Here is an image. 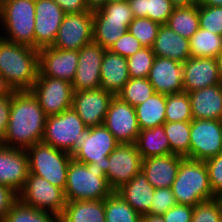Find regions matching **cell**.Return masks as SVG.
Wrapping results in <instances>:
<instances>
[{"mask_svg": "<svg viewBox=\"0 0 222 222\" xmlns=\"http://www.w3.org/2000/svg\"><path fill=\"white\" fill-rule=\"evenodd\" d=\"M46 117L31 91H14L6 135L0 144L27 149L42 142Z\"/></svg>", "mask_w": 222, "mask_h": 222, "instance_id": "cell-1", "label": "cell"}, {"mask_svg": "<svg viewBox=\"0 0 222 222\" xmlns=\"http://www.w3.org/2000/svg\"><path fill=\"white\" fill-rule=\"evenodd\" d=\"M39 73V50L0 36V74L14 91H30Z\"/></svg>", "mask_w": 222, "mask_h": 222, "instance_id": "cell-2", "label": "cell"}, {"mask_svg": "<svg viewBox=\"0 0 222 222\" xmlns=\"http://www.w3.org/2000/svg\"><path fill=\"white\" fill-rule=\"evenodd\" d=\"M171 190L177 204L192 207L216 198L210 186L205 162L186 157L180 163Z\"/></svg>", "mask_w": 222, "mask_h": 222, "instance_id": "cell-3", "label": "cell"}, {"mask_svg": "<svg viewBox=\"0 0 222 222\" xmlns=\"http://www.w3.org/2000/svg\"><path fill=\"white\" fill-rule=\"evenodd\" d=\"M113 192L105 172L95 168L94 163L70 161L64 190L66 201L105 200Z\"/></svg>", "mask_w": 222, "mask_h": 222, "instance_id": "cell-4", "label": "cell"}, {"mask_svg": "<svg viewBox=\"0 0 222 222\" xmlns=\"http://www.w3.org/2000/svg\"><path fill=\"white\" fill-rule=\"evenodd\" d=\"M35 0H0V36L34 48Z\"/></svg>", "mask_w": 222, "mask_h": 222, "instance_id": "cell-5", "label": "cell"}, {"mask_svg": "<svg viewBox=\"0 0 222 222\" xmlns=\"http://www.w3.org/2000/svg\"><path fill=\"white\" fill-rule=\"evenodd\" d=\"M29 159V173L40 176L52 185L65 190L67 171L72 156L44 142H38L26 149Z\"/></svg>", "mask_w": 222, "mask_h": 222, "instance_id": "cell-6", "label": "cell"}, {"mask_svg": "<svg viewBox=\"0 0 222 222\" xmlns=\"http://www.w3.org/2000/svg\"><path fill=\"white\" fill-rule=\"evenodd\" d=\"M119 143L114 135L104 126L88 128L76 139L72 158L82 164L94 163V167L106 173L107 157Z\"/></svg>", "mask_w": 222, "mask_h": 222, "instance_id": "cell-7", "label": "cell"}, {"mask_svg": "<svg viewBox=\"0 0 222 222\" xmlns=\"http://www.w3.org/2000/svg\"><path fill=\"white\" fill-rule=\"evenodd\" d=\"M18 199L27 206L50 212L60 217L65 206L64 190L46 179L29 173Z\"/></svg>", "mask_w": 222, "mask_h": 222, "instance_id": "cell-8", "label": "cell"}, {"mask_svg": "<svg viewBox=\"0 0 222 222\" xmlns=\"http://www.w3.org/2000/svg\"><path fill=\"white\" fill-rule=\"evenodd\" d=\"M87 129L88 127L71 107L60 114L46 117L42 142L70 153L76 139Z\"/></svg>", "mask_w": 222, "mask_h": 222, "instance_id": "cell-9", "label": "cell"}, {"mask_svg": "<svg viewBox=\"0 0 222 222\" xmlns=\"http://www.w3.org/2000/svg\"><path fill=\"white\" fill-rule=\"evenodd\" d=\"M30 91L38 100L46 116L60 114L72 107L74 90L70 81L37 76Z\"/></svg>", "mask_w": 222, "mask_h": 222, "instance_id": "cell-10", "label": "cell"}, {"mask_svg": "<svg viewBox=\"0 0 222 222\" xmlns=\"http://www.w3.org/2000/svg\"><path fill=\"white\" fill-rule=\"evenodd\" d=\"M222 152V120L193 119L190 128V159L205 161Z\"/></svg>", "mask_w": 222, "mask_h": 222, "instance_id": "cell-11", "label": "cell"}, {"mask_svg": "<svg viewBox=\"0 0 222 222\" xmlns=\"http://www.w3.org/2000/svg\"><path fill=\"white\" fill-rule=\"evenodd\" d=\"M93 42V11L66 13L53 47L61 50H80Z\"/></svg>", "mask_w": 222, "mask_h": 222, "instance_id": "cell-12", "label": "cell"}, {"mask_svg": "<svg viewBox=\"0 0 222 222\" xmlns=\"http://www.w3.org/2000/svg\"><path fill=\"white\" fill-rule=\"evenodd\" d=\"M142 158L135 143H121L107 157L106 178L110 187L116 191L133 179L141 170Z\"/></svg>", "mask_w": 222, "mask_h": 222, "instance_id": "cell-13", "label": "cell"}, {"mask_svg": "<svg viewBox=\"0 0 222 222\" xmlns=\"http://www.w3.org/2000/svg\"><path fill=\"white\" fill-rule=\"evenodd\" d=\"M121 143H135L140 132L135 107L114 96L103 124Z\"/></svg>", "mask_w": 222, "mask_h": 222, "instance_id": "cell-14", "label": "cell"}, {"mask_svg": "<svg viewBox=\"0 0 222 222\" xmlns=\"http://www.w3.org/2000/svg\"><path fill=\"white\" fill-rule=\"evenodd\" d=\"M65 14L53 0H35L34 48L53 45Z\"/></svg>", "mask_w": 222, "mask_h": 222, "instance_id": "cell-15", "label": "cell"}, {"mask_svg": "<svg viewBox=\"0 0 222 222\" xmlns=\"http://www.w3.org/2000/svg\"><path fill=\"white\" fill-rule=\"evenodd\" d=\"M113 97L101 88L74 91L72 108L88 128L103 125Z\"/></svg>", "mask_w": 222, "mask_h": 222, "instance_id": "cell-16", "label": "cell"}, {"mask_svg": "<svg viewBox=\"0 0 222 222\" xmlns=\"http://www.w3.org/2000/svg\"><path fill=\"white\" fill-rule=\"evenodd\" d=\"M78 59L79 50H61L53 46L41 48L39 49L38 76L53 77L72 83Z\"/></svg>", "mask_w": 222, "mask_h": 222, "instance_id": "cell-17", "label": "cell"}, {"mask_svg": "<svg viewBox=\"0 0 222 222\" xmlns=\"http://www.w3.org/2000/svg\"><path fill=\"white\" fill-rule=\"evenodd\" d=\"M105 49L91 42L79 50L78 66L72 86L74 91L100 88V71Z\"/></svg>", "mask_w": 222, "mask_h": 222, "instance_id": "cell-18", "label": "cell"}, {"mask_svg": "<svg viewBox=\"0 0 222 222\" xmlns=\"http://www.w3.org/2000/svg\"><path fill=\"white\" fill-rule=\"evenodd\" d=\"M28 175L29 159L26 149L0 144V185L10 187L19 194Z\"/></svg>", "mask_w": 222, "mask_h": 222, "instance_id": "cell-19", "label": "cell"}, {"mask_svg": "<svg viewBox=\"0 0 222 222\" xmlns=\"http://www.w3.org/2000/svg\"><path fill=\"white\" fill-rule=\"evenodd\" d=\"M148 80L157 93L169 95L183 92V63L156 56Z\"/></svg>", "mask_w": 222, "mask_h": 222, "instance_id": "cell-20", "label": "cell"}, {"mask_svg": "<svg viewBox=\"0 0 222 222\" xmlns=\"http://www.w3.org/2000/svg\"><path fill=\"white\" fill-rule=\"evenodd\" d=\"M221 84L216 58L193 57L183 62V89L192 92Z\"/></svg>", "mask_w": 222, "mask_h": 222, "instance_id": "cell-21", "label": "cell"}, {"mask_svg": "<svg viewBox=\"0 0 222 222\" xmlns=\"http://www.w3.org/2000/svg\"><path fill=\"white\" fill-rule=\"evenodd\" d=\"M184 158L176 154L145 158L142 159L141 170L155 189L171 188Z\"/></svg>", "mask_w": 222, "mask_h": 222, "instance_id": "cell-22", "label": "cell"}, {"mask_svg": "<svg viewBox=\"0 0 222 222\" xmlns=\"http://www.w3.org/2000/svg\"><path fill=\"white\" fill-rule=\"evenodd\" d=\"M129 79L127 59L105 49L100 71V88L117 96Z\"/></svg>", "mask_w": 222, "mask_h": 222, "instance_id": "cell-23", "label": "cell"}, {"mask_svg": "<svg viewBox=\"0 0 222 222\" xmlns=\"http://www.w3.org/2000/svg\"><path fill=\"white\" fill-rule=\"evenodd\" d=\"M193 119L222 120V83L188 92Z\"/></svg>", "mask_w": 222, "mask_h": 222, "instance_id": "cell-24", "label": "cell"}, {"mask_svg": "<svg viewBox=\"0 0 222 222\" xmlns=\"http://www.w3.org/2000/svg\"><path fill=\"white\" fill-rule=\"evenodd\" d=\"M116 192L141 216L150 214L155 188L148 182L142 170Z\"/></svg>", "mask_w": 222, "mask_h": 222, "instance_id": "cell-25", "label": "cell"}, {"mask_svg": "<svg viewBox=\"0 0 222 222\" xmlns=\"http://www.w3.org/2000/svg\"><path fill=\"white\" fill-rule=\"evenodd\" d=\"M152 49L157 57L170 58L182 63L191 57L189 39L176 34L165 24L160 26Z\"/></svg>", "mask_w": 222, "mask_h": 222, "instance_id": "cell-26", "label": "cell"}, {"mask_svg": "<svg viewBox=\"0 0 222 222\" xmlns=\"http://www.w3.org/2000/svg\"><path fill=\"white\" fill-rule=\"evenodd\" d=\"M59 222H106L105 200L67 201Z\"/></svg>", "mask_w": 222, "mask_h": 222, "instance_id": "cell-27", "label": "cell"}, {"mask_svg": "<svg viewBox=\"0 0 222 222\" xmlns=\"http://www.w3.org/2000/svg\"><path fill=\"white\" fill-rule=\"evenodd\" d=\"M135 145L142 159L170 154V145L164 131V124L140 130Z\"/></svg>", "mask_w": 222, "mask_h": 222, "instance_id": "cell-28", "label": "cell"}, {"mask_svg": "<svg viewBox=\"0 0 222 222\" xmlns=\"http://www.w3.org/2000/svg\"><path fill=\"white\" fill-rule=\"evenodd\" d=\"M140 130L154 128L166 122V95L155 93L135 107Z\"/></svg>", "mask_w": 222, "mask_h": 222, "instance_id": "cell-29", "label": "cell"}, {"mask_svg": "<svg viewBox=\"0 0 222 222\" xmlns=\"http://www.w3.org/2000/svg\"><path fill=\"white\" fill-rule=\"evenodd\" d=\"M165 25L176 34L190 39L200 28L198 4L189 7H174Z\"/></svg>", "mask_w": 222, "mask_h": 222, "instance_id": "cell-30", "label": "cell"}, {"mask_svg": "<svg viewBox=\"0 0 222 222\" xmlns=\"http://www.w3.org/2000/svg\"><path fill=\"white\" fill-rule=\"evenodd\" d=\"M134 18L147 17L159 24H166L174 6L169 0H127Z\"/></svg>", "mask_w": 222, "mask_h": 222, "instance_id": "cell-31", "label": "cell"}, {"mask_svg": "<svg viewBox=\"0 0 222 222\" xmlns=\"http://www.w3.org/2000/svg\"><path fill=\"white\" fill-rule=\"evenodd\" d=\"M190 128L191 121L164 123V131L170 145V154L190 159Z\"/></svg>", "mask_w": 222, "mask_h": 222, "instance_id": "cell-32", "label": "cell"}, {"mask_svg": "<svg viewBox=\"0 0 222 222\" xmlns=\"http://www.w3.org/2000/svg\"><path fill=\"white\" fill-rule=\"evenodd\" d=\"M190 52L193 57L216 58L222 53V36L199 28L191 38Z\"/></svg>", "mask_w": 222, "mask_h": 222, "instance_id": "cell-33", "label": "cell"}, {"mask_svg": "<svg viewBox=\"0 0 222 222\" xmlns=\"http://www.w3.org/2000/svg\"><path fill=\"white\" fill-rule=\"evenodd\" d=\"M127 21L93 20V42L110 49L128 31Z\"/></svg>", "mask_w": 222, "mask_h": 222, "instance_id": "cell-34", "label": "cell"}, {"mask_svg": "<svg viewBox=\"0 0 222 222\" xmlns=\"http://www.w3.org/2000/svg\"><path fill=\"white\" fill-rule=\"evenodd\" d=\"M106 222H142L138 214L116 191L105 199Z\"/></svg>", "mask_w": 222, "mask_h": 222, "instance_id": "cell-35", "label": "cell"}, {"mask_svg": "<svg viewBox=\"0 0 222 222\" xmlns=\"http://www.w3.org/2000/svg\"><path fill=\"white\" fill-rule=\"evenodd\" d=\"M3 222H59V217L50 212L27 206L18 199L3 219Z\"/></svg>", "mask_w": 222, "mask_h": 222, "instance_id": "cell-36", "label": "cell"}, {"mask_svg": "<svg viewBox=\"0 0 222 222\" xmlns=\"http://www.w3.org/2000/svg\"><path fill=\"white\" fill-rule=\"evenodd\" d=\"M155 93V89L148 78H130L117 96L136 107Z\"/></svg>", "mask_w": 222, "mask_h": 222, "instance_id": "cell-37", "label": "cell"}, {"mask_svg": "<svg viewBox=\"0 0 222 222\" xmlns=\"http://www.w3.org/2000/svg\"><path fill=\"white\" fill-rule=\"evenodd\" d=\"M166 122L192 121L191 102L187 92L166 95Z\"/></svg>", "mask_w": 222, "mask_h": 222, "instance_id": "cell-38", "label": "cell"}, {"mask_svg": "<svg viewBox=\"0 0 222 222\" xmlns=\"http://www.w3.org/2000/svg\"><path fill=\"white\" fill-rule=\"evenodd\" d=\"M160 26L161 24L147 17L134 18L128 26V32L141 43L143 48H152Z\"/></svg>", "mask_w": 222, "mask_h": 222, "instance_id": "cell-39", "label": "cell"}, {"mask_svg": "<svg viewBox=\"0 0 222 222\" xmlns=\"http://www.w3.org/2000/svg\"><path fill=\"white\" fill-rule=\"evenodd\" d=\"M155 58L152 48H141L134 55L127 57L130 78H148Z\"/></svg>", "mask_w": 222, "mask_h": 222, "instance_id": "cell-40", "label": "cell"}, {"mask_svg": "<svg viewBox=\"0 0 222 222\" xmlns=\"http://www.w3.org/2000/svg\"><path fill=\"white\" fill-rule=\"evenodd\" d=\"M133 19L134 16L127 1L106 3L100 9L93 11V20L127 21L130 24Z\"/></svg>", "mask_w": 222, "mask_h": 222, "instance_id": "cell-41", "label": "cell"}, {"mask_svg": "<svg viewBox=\"0 0 222 222\" xmlns=\"http://www.w3.org/2000/svg\"><path fill=\"white\" fill-rule=\"evenodd\" d=\"M222 221V199L216 197L204 201L194 207L191 222H221Z\"/></svg>", "mask_w": 222, "mask_h": 222, "instance_id": "cell-42", "label": "cell"}, {"mask_svg": "<svg viewBox=\"0 0 222 222\" xmlns=\"http://www.w3.org/2000/svg\"><path fill=\"white\" fill-rule=\"evenodd\" d=\"M200 28L222 36V6H198Z\"/></svg>", "mask_w": 222, "mask_h": 222, "instance_id": "cell-43", "label": "cell"}, {"mask_svg": "<svg viewBox=\"0 0 222 222\" xmlns=\"http://www.w3.org/2000/svg\"><path fill=\"white\" fill-rule=\"evenodd\" d=\"M176 204L171 188H157L151 201L150 214L162 215Z\"/></svg>", "mask_w": 222, "mask_h": 222, "instance_id": "cell-44", "label": "cell"}, {"mask_svg": "<svg viewBox=\"0 0 222 222\" xmlns=\"http://www.w3.org/2000/svg\"><path fill=\"white\" fill-rule=\"evenodd\" d=\"M209 175L210 186L216 197L222 195V152L204 161Z\"/></svg>", "mask_w": 222, "mask_h": 222, "instance_id": "cell-45", "label": "cell"}, {"mask_svg": "<svg viewBox=\"0 0 222 222\" xmlns=\"http://www.w3.org/2000/svg\"><path fill=\"white\" fill-rule=\"evenodd\" d=\"M141 48H143L141 43L127 31L109 50L127 58L134 55Z\"/></svg>", "mask_w": 222, "mask_h": 222, "instance_id": "cell-46", "label": "cell"}, {"mask_svg": "<svg viewBox=\"0 0 222 222\" xmlns=\"http://www.w3.org/2000/svg\"><path fill=\"white\" fill-rule=\"evenodd\" d=\"M194 207L184 204H176L166 213L162 214L165 222H191Z\"/></svg>", "mask_w": 222, "mask_h": 222, "instance_id": "cell-47", "label": "cell"}, {"mask_svg": "<svg viewBox=\"0 0 222 222\" xmlns=\"http://www.w3.org/2000/svg\"><path fill=\"white\" fill-rule=\"evenodd\" d=\"M17 200L18 194L13 189L0 185V222H3V219Z\"/></svg>", "mask_w": 222, "mask_h": 222, "instance_id": "cell-48", "label": "cell"}, {"mask_svg": "<svg viewBox=\"0 0 222 222\" xmlns=\"http://www.w3.org/2000/svg\"><path fill=\"white\" fill-rule=\"evenodd\" d=\"M11 96L0 97V142L6 135L10 118Z\"/></svg>", "mask_w": 222, "mask_h": 222, "instance_id": "cell-49", "label": "cell"}, {"mask_svg": "<svg viewBox=\"0 0 222 222\" xmlns=\"http://www.w3.org/2000/svg\"><path fill=\"white\" fill-rule=\"evenodd\" d=\"M65 13H80L91 11L88 9L85 0H53Z\"/></svg>", "mask_w": 222, "mask_h": 222, "instance_id": "cell-50", "label": "cell"}, {"mask_svg": "<svg viewBox=\"0 0 222 222\" xmlns=\"http://www.w3.org/2000/svg\"><path fill=\"white\" fill-rule=\"evenodd\" d=\"M14 90L9 86L2 74H0V97L11 96Z\"/></svg>", "mask_w": 222, "mask_h": 222, "instance_id": "cell-51", "label": "cell"}, {"mask_svg": "<svg viewBox=\"0 0 222 222\" xmlns=\"http://www.w3.org/2000/svg\"><path fill=\"white\" fill-rule=\"evenodd\" d=\"M174 7H189L197 5L199 0H169Z\"/></svg>", "mask_w": 222, "mask_h": 222, "instance_id": "cell-52", "label": "cell"}, {"mask_svg": "<svg viewBox=\"0 0 222 222\" xmlns=\"http://www.w3.org/2000/svg\"><path fill=\"white\" fill-rule=\"evenodd\" d=\"M85 3L89 10L95 11L103 7L106 4V0H85Z\"/></svg>", "mask_w": 222, "mask_h": 222, "instance_id": "cell-53", "label": "cell"}, {"mask_svg": "<svg viewBox=\"0 0 222 222\" xmlns=\"http://www.w3.org/2000/svg\"><path fill=\"white\" fill-rule=\"evenodd\" d=\"M142 222H165L162 215L145 214L142 216Z\"/></svg>", "mask_w": 222, "mask_h": 222, "instance_id": "cell-54", "label": "cell"}, {"mask_svg": "<svg viewBox=\"0 0 222 222\" xmlns=\"http://www.w3.org/2000/svg\"><path fill=\"white\" fill-rule=\"evenodd\" d=\"M198 6H222V0H199Z\"/></svg>", "mask_w": 222, "mask_h": 222, "instance_id": "cell-55", "label": "cell"}, {"mask_svg": "<svg viewBox=\"0 0 222 222\" xmlns=\"http://www.w3.org/2000/svg\"><path fill=\"white\" fill-rule=\"evenodd\" d=\"M216 61H217V68H218L220 81L222 83V53L218 57H216Z\"/></svg>", "mask_w": 222, "mask_h": 222, "instance_id": "cell-56", "label": "cell"}, {"mask_svg": "<svg viewBox=\"0 0 222 222\" xmlns=\"http://www.w3.org/2000/svg\"><path fill=\"white\" fill-rule=\"evenodd\" d=\"M120 1H127V0H106V3H116Z\"/></svg>", "mask_w": 222, "mask_h": 222, "instance_id": "cell-57", "label": "cell"}]
</instances>
